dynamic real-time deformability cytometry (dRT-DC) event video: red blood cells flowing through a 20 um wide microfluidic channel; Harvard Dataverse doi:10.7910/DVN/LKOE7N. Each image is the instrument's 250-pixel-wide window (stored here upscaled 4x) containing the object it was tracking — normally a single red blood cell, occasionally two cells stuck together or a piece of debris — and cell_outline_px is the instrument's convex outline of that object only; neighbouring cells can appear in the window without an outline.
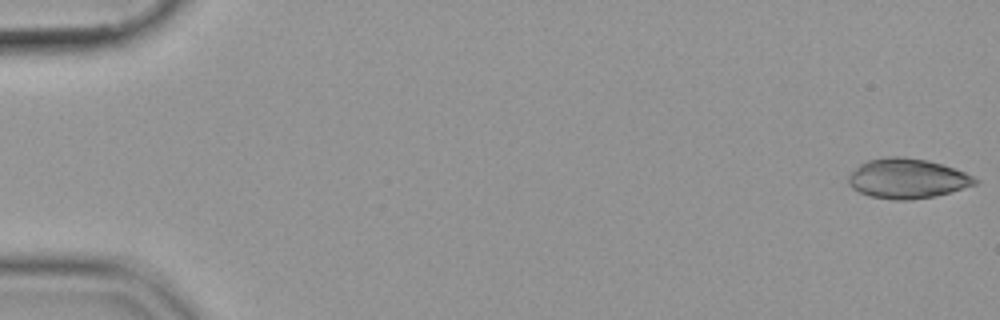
{"species": "common noctule bat (a hibernating species)", "species_latin": "Nyctalus noctula", "temperature_condition": "cold", "stored_images_in_passage": 54, "camera_frame_rate_fps": 3000, "um_per_image_px": 0.085, "animal": {"sex": "female", "body_mass_g": 19.9}, "frame": {"image": 1, "passage_image": 1, "time_ms": 0.0, "image_size_px": [1000, 320], "cell_outline_px": [[980, 180], [976, 184], [936, 196], [908, 200], [892, 200], [872, 196], [860, 192], [852, 188], [848, 184], [848, 176], [860, 164], [868, 160], [888, 156], [904, 156], [928, 160], [964, 172]], "centroid_in_image_um": [77.1, 15.17], "position_along_channel_um": 7.9, "area_um2": 29.25}}
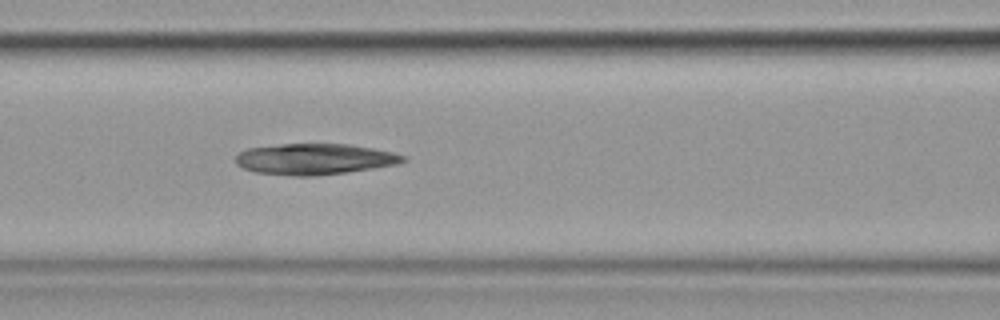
{"frame": {"image": 2, "passage_image": 24, "time_ms": 7.667, "image_size_px": [1000, 320], "cell_outline_px": [[408, 160], [396, 164], [372, 168], [344, 172], [312, 176], [292, 176], [256, 172], [244, 168], [236, 164], [236, 156], [240, 152], [248, 148], [284, 144], [348, 144], [372, 148], [392, 152], [408, 156]], "centroid_in_image_um": [26.75, 13.52], "position_along_channel_um": 139.8, "area_um2": 30.0}}
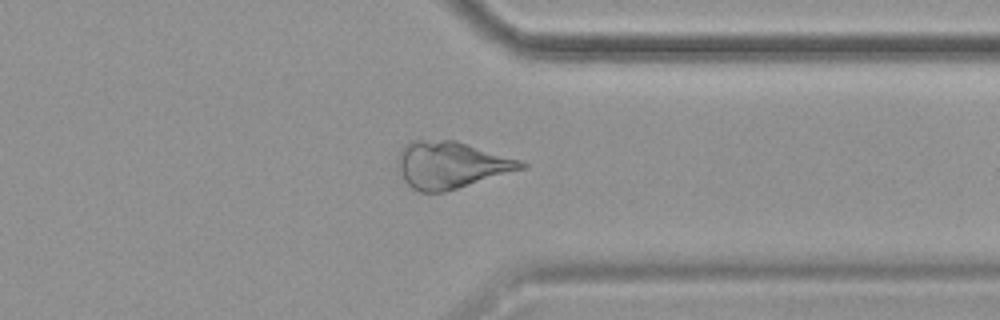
{"frame": {"image": 3, "passage_image": 43, "time_ms": 14.0, "image_size_px": [1000, 320], "cell_outline_px": [[528, 164], [524, 168], [444, 192], [420, 192], [412, 188], [404, 180], [400, 172], [396, 160], [400, 148], [404, 144], [412, 140], [456, 140], [520, 160]], "centroid_in_image_um": [38.28, 14.0], "position_along_channel_um": 373.1, "area_um2": 33.52}}